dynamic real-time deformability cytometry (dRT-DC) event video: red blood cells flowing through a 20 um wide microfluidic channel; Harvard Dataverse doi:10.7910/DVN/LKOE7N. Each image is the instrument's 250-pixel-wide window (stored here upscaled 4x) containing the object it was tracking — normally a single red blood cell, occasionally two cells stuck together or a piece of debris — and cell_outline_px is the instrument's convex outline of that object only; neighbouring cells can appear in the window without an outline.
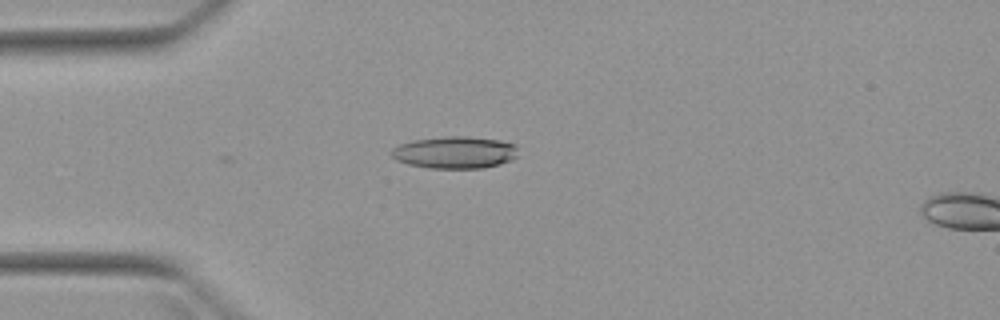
{"species": "Egyptian fruit bat (a non-hibernating species)", "species_latin": "Rousettus aegyptiacus", "temperature_condition": "warm", "stored_images_in_passage": 4, "camera_frame_rate_fps": 3000, "um_per_image_px": 0.085, "animal": {"sex": "female"}, "frame": {"image": 1, "passage_image": 3, "time_ms": 2.333, "image_size_px": [1000, 320], "cell_outline_px": [[520, 156], [512, 160], [500, 164], [484, 168], [428, 168], [408, 164], [396, 160], [392, 156], [392, 148], [400, 144], [416, 140], [444, 136], [468, 136], [500, 140], [516, 144]], "centroid_in_image_um": [38.73, 12.96], "position_along_channel_um": 46.3, "area_um2": 23.93}}